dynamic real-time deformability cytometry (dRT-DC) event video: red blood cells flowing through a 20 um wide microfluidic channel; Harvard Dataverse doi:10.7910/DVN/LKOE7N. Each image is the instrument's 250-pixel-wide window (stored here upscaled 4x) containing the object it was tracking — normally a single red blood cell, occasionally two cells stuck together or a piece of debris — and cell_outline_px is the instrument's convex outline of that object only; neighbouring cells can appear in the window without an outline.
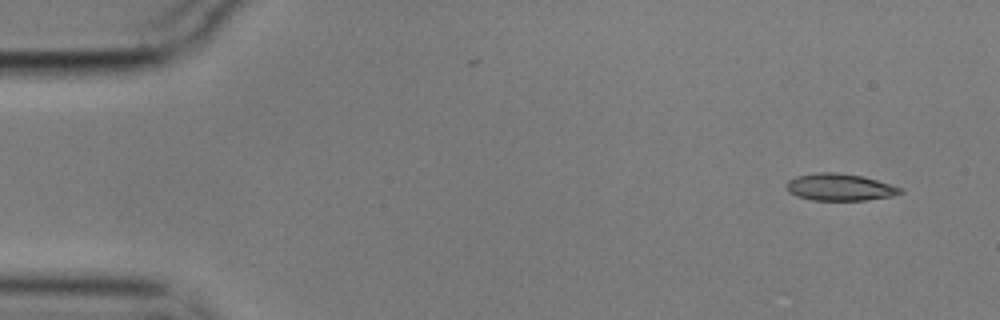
{"species": "common noctule bat (a hibernating species)", "species_latin": "Nyctalus noctula", "temperature_condition": "cold", "stored_images_in_passage": 6, "camera_frame_rate_fps": 3000, "um_per_image_px": 0.085, "animal": {"sex": "male", "body_mass_g": 17.9}, "frame": {"image": 1, "passage_image": 1, "time_ms": 0.0, "image_size_px": [1000, 320], "cell_outline_px": [[904, 192], [892, 196], [864, 200], [812, 200], [796, 196], [788, 192], [788, 180], [796, 176], [816, 172], [836, 172], [864, 176], [904, 188]], "centroid_in_image_um": [71.41, 15.9], "position_along_channel_um": 13.6, "area_um2": 18.03}}
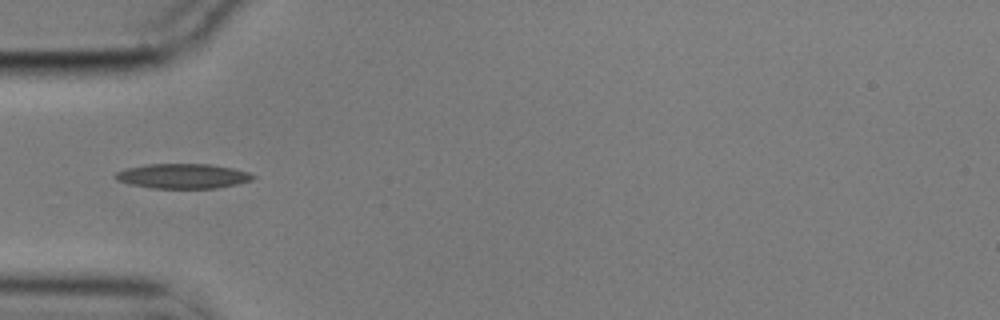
{"frame": {"image": 2, "passage_image": 5, "time_ms": 1.333, "image_size_px": [1000, 320], "cell_outline_px": [[256, 176], [252, 180], [236, 184], [216, 188], [152, 188], [128, 184], [116, 180], [112, 176], [116, 172], [128, 168], [148, 164], [208, 164], [232, 168], [248, 172]], "centroid_in_image_um": [15.5, 14.97], "position_along_channel_um": 69.5, "area_um2": 19.83}}